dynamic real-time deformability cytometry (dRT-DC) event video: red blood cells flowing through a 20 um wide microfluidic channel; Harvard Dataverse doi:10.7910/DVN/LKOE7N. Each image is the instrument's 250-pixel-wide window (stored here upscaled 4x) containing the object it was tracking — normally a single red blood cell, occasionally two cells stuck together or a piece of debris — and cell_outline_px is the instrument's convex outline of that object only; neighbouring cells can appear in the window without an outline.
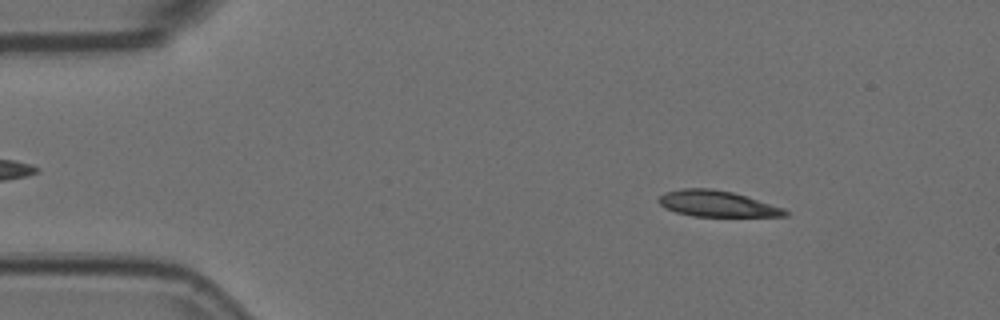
{"species": "Egyptian fruit bat (a non-hibernating species)", "species_latin": "Rousettus aegyptiacus", "temperature_condition": "room temperature", "stored_images_in_passage": 54, "camera_frame_rate_fps": 3000, "um_per_image_px": 0.085, "animal": {"sex": "female"}, "frame": {"image": 1, "passage_image": 7, "time_ms": 2.0, "image_size_px": [1000, 320], "cell_outline_px": [[788, 216], [692, 216], [676, 212], [664, 208], [656, 200], [664, 192], [680, 188], [712, 188], [732, 192], [784, 208], [788, 212]], "centroid_in_image_um": [60.89, 17.31], "position_along_channel_um": 24.1, "area_um2": 19.13}}
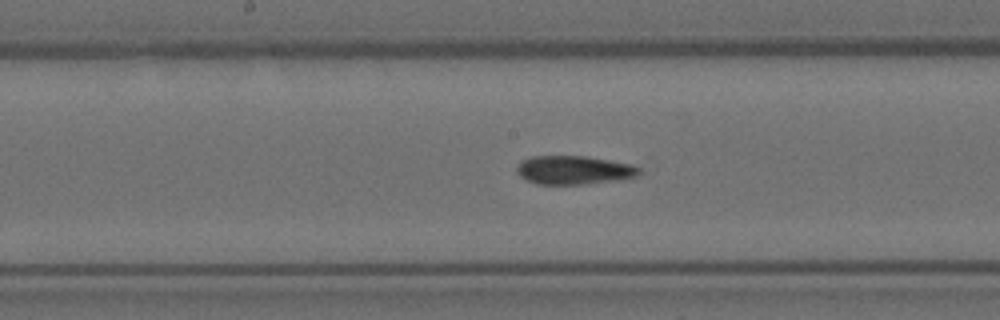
{"frame": {"image": 2, "passage_image": 27, "time_ms": 8.667, "image_size_px": [1000, 320], "cell_outline_px": [[640, 172], [636, 176], [624, 180], [580, 184], [536, 184], [520, 176], [516, 172], [516, 168], [520, 160], [532, 156], [584, 156], [632, 164], [640, 168]], "centroid_in_image_um": [48.77, 14.45], "position_along_channel_um": 199.4, "area_um2": 20.52}}
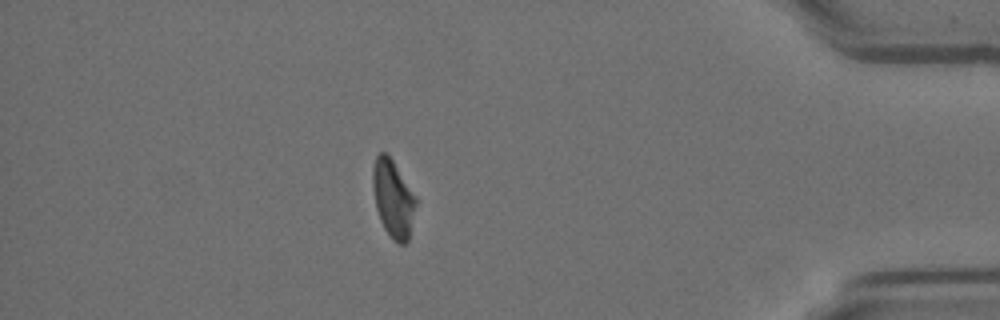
{"frame": {"image": 3, "passage_image": 47, "time_ms": 15.333, "image_size_px": [1000, 320], "cell_outline_px": [[416, 204], [408, 240], [404, 244], [400, 244], [384, 228], [380, 220], [376, 208], [372, 184], [372, 168], [376, 156], [380, 152], [384, 152], [392, 160], [416, 196]], "centroid_in_image_um": [33.39, 16.85], "position_along_channel_um": 401.8, "area_um2": 19.07}, "authors_computed_cell_mechanics": {"area_um2": 20.519, "velocity_mm_per_s": 3.6937, "shape_relaxation_time_tau1_ms": null, "shape_relaxation_time_tau2_ms": 3.5074, "deformation_change_tau1": null, "deformation_change_tau2": 0.1046}}